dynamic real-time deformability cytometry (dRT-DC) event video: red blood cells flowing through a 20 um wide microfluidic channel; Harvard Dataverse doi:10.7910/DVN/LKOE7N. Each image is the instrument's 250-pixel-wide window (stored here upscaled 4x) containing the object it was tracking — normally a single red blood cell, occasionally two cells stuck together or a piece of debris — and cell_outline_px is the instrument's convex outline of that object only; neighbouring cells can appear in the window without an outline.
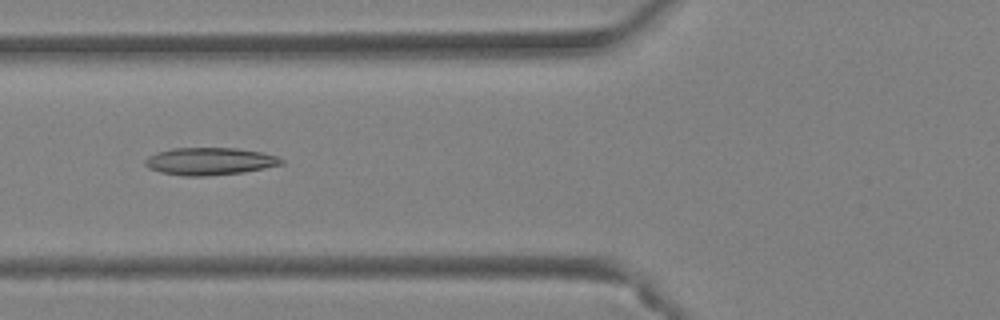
{"species": "Egyptian fruit bat (a non-hibernating species)", "species_latin": "Rousettus aegyptiacus", "temperature_condition": "warm", "stored_images_in_passage": 32, "camera_frame_rate_fps": 3000, "um_per_image_px": 0.085, "animal": {"sex": "female"}, "frame": {"image": 1, "passage_image": 4, "time_ms": 1.0, "image_size_px": [1000, 320], "cell_outline_px": [[284, 164], [244, 172], [204, 176], [184, 176], [160, 172], [148, 168], [144, 164], [144, 160], [148, 156], [156, 152], [172, 148], [236, 148], [264, 152], [276, 156], [284, 160]], "centroid_in_image_um": [17.82, 13.7], "position_along_channel_um": 108.0, "area_um2": 21.91}}
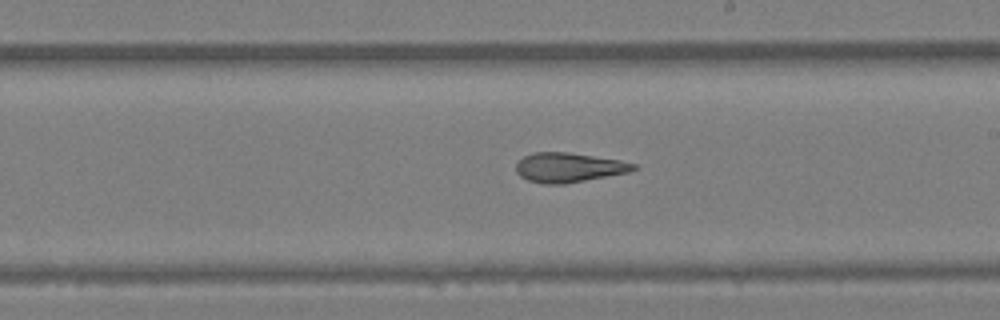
{"frame": {"image": 2, "passage_image": 13, "time_ms": 4.0, "image_size_px": [1000, 320], "cell_outline_px": [[636, 168], [628, 172], [564, 184], [544, 184], [528, 180], [520, 176], [516, 172], [516, 164], [524, 156], [532, 152], [568, 152], [620, 160], [636, 164]], "centroid_in_image_um": [48.3, 14.23], "position_along_channel_um": 240.7, "area_um2": 20.06}}
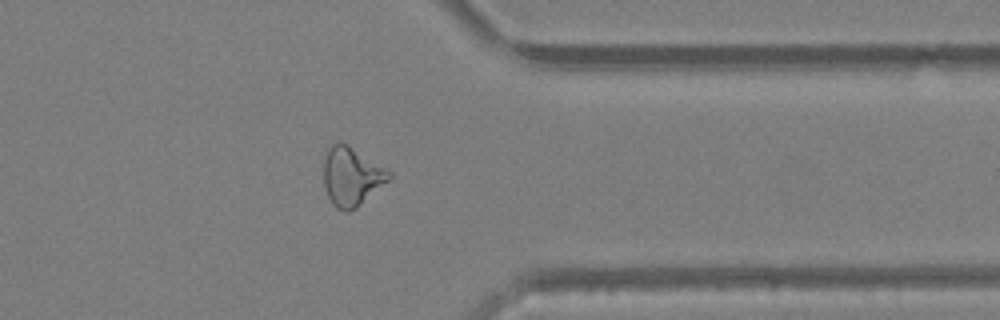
{"frame": {"image": 3, "passage_image": 23, "time_ms": 7.333, "image_size_px": [1000, 320], "cell_outline_px": [[392, 176], [388, 180], [356, 208], [348, 212], [344, 212], [336, 208], [332, 204], [328, 196], [324, 184], [324, 160], [328, 148], [332, 144], [340, 140], [348, 144], [392, 172]], "centroid_in_image_um": [29.86, 14.98], "position_along_channel_um": 381.5, "area_um2": 22.31}, "authors_computed_cell_mechanics": {"area_um2": 21.0681, "velocity_mm_per_s": 4.4344, "shape_relaxation_time_tau1_ms": null, "shape_relaxation_time_tau2_ms": 1.6869, "deformation_change_tau1": null, "deformation_change_tau2": 0.1113}}